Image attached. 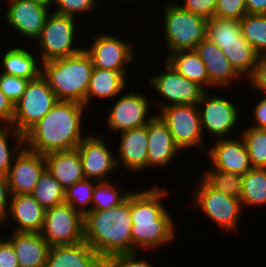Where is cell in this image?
Here are the masks:
<instances>
[{
    "mask_svg": "<svg viewBox=\"0 0 266 267\" xmlns=\"http://www.w3.org/2000/svg\"><path fill=\"white\" fill-rule=\"evenodd\" d=\"M8 240L16 252L20 267H44L51 246L40 233L14 232Z\"/></svg>",
    "mask_w": 266,
    "mask_h": 267,
    "instance_id": "cell-24",
    "label": "cell"
},
{
    "mask_svg": "<svg viewBox=\"0 0 266 267\" xmlns=\"http://www.w3.org/2000/svg\"><path fill=\"white\" fill-rule=\"evenodd\" d=\"M241 138L247 149L253 168H266V129L249 126Z\"/></svg>",
    "mask_w": 266,
    "mask_h": 267,
    "instance_id": "cell-36",
    "label": "cell"
},
{
    "mask_svg": "<svg viewBox=\"0 0 266 267\" xmlns=\"http://www.w3.org/2000/svg\"><path fill=\"white\" fill-rule=\"evenodd\" d=\"M240 200L243 209L266 205V168H252L243 175Z\"/></svg>",
    "mask_w": 266,
    "mask_h": 267,
    "instance_id": "cell-30",
    "label": "cell"
},
{
    "mask_svg": "<svg viewBox=\"0 0 266 267\" xmlns=\"http://www.w3.org/2000/svg\"><path fill=\"white\" fill-rule=\"evenodd\" d=\"M197 106H199L198 110L204 137L207 132L208 135L215 136L214 138H230L229 135L237 126L238 119H240L241 110L238 105L233 104L223 96L221 97V95H209L206 90Z\"/></svg>",
    "mask_w": 266,
    "mask_h": 267,
    "instance_id": "cell-12",
    "label": "cell"
},
{
    "mask_svg": "<svg viewBox=\"0 0 266 267\" xmlns=\"http://www.w3.org/2000/svg\"><path fill=\"white\" fill-rule=\"evenodd\" d=\"M64 189L53 175L45 169L31 195L44 209L64 203Z\"/></svg>",
    "mask_w": 266,
    "mask_h": 267,
    "instance_id": "cell-32",
    "label": "cell"
},
{
    "mask_svg": "<svg viewBox=\"0 0 266 267\" xmlns=\"http://www.w3.org/2000/svg\"><path fill=\"white\" fill-rule=\"evenodd\" d=\"M246 14L245 0H217L213 18L240 21Z\"/></svg>",
    "mask_w": 266,
    "mask_h": 267,
    "instance_id": "cell-41",
    "label": "cell"
},
{
    "mask_svg": "<svg viewBox=\"0 0 266 267\" xmlns=\"http://www.w3.org/2000/svg\"><path fill=\"white\" fill-rule=\"evenodd\" d=\"M57 101L47 79L40 74L36 79L29 81L25 92L14 104L11 126L24 135L52 109Z\"/></svg>",
    "mask_w": 266,
    "mask_h": 267,
    "instance_id": "cell-7",
    "label": "cell"
},
{
    "mask_svg": "<svg viewBox=\"0 0 266 267\" xmlns=\"http://www.w3.org/2000/svg\"><path fill=\"white\" fill-rule=\"evenodd\" d=\"M121 188L116 187L108 179L107 181H96L92 195L91 211L109 210L124 202L132 191L120 194Z\"/></svg>",
    "mask_w": 266,
    "mask_h": 267,
    "instance_id": "cell-34",
    "label": "cell"
},
{
    "mask_svg": "<svg viewBox=\"0 0 266 267\" xmlns=\"http://www.w3.org/2000/svg\"><path fill=\"white\" fill-rule=\"evenodd\" d=\"M207 151L215 169L244 175L253 168L241 136L237 139H217Z\"/></svg>",
    "mask_w": 266,
    "mask_h": 267,
    "instance_id": "cell-18",
    "label": "cell"
},
{
    "mask_svg": "<svg viewBox=\"0 0 266 267\" xmlns=\"http://www.w3.org/2000/svg\"><path fill=\"white\" fill-rule=\"evenodd\" d=\"M31 52L21 46L9 48L2 55L0 64L2 63L3 71L0 72L28 80L36 79L42 72V65L39 59L34 57V52Z\"/></svg>",
    "mask_w": 266,
    "mask_h": 267,
    "instance_id": "cell-27",
    "label": "cell"
},
{
    "mask_svg": "<svg viewBox=\"0 0 266 267\" xmlns=\"http://www.w3.org/2000/svg\"><path fill=\"white\" fill-rule=\"evenodd\" d=\"M30 80L0 73V89L13 105L21 98Z\"/></svg>",
    "mask_w": 266,
    "mask_h": 267,
    "instance_id": "cell-40",
    "label": "cell"
},
{
    "mask_svg": "<svg viewBox=\"0 0 266 267\" xmlns=\"http://www.w3.org/2000/svg\"><path fill=\"white\" fill-rule=\"evenodd\" d=\"M217 46L243 78L252 74L259 56L248 42L218 43Z\"/></svg>",
    "mask_w": 266,
    "mask_h": 267,
    "instance_id": "cell-29",
    "label": "cell"
},
{
    "mask_svg": "<svg viewBox=\"0 0 266 267\" xmlns=\"http://www.w3.org/2000/svg\"><path fill=\"white\" fill-rule=\"evenodd\" d=\"M120 146L117 149L116 163L132 172L147 168L148 124L120 132Z\"/></svg>",
    "mask_w": 266,
    "mask_h": 267,
    "instance_id": "cell-21",
    "label": "cell"
},
{
    "mask_svg": "<svg viewBox=\"0 0 266 267\" xmlns=\"http://www.w3.org/2000/svg\"><path fill=\"white\" fill-rule=\"evenodd\" d=\"M29 1L37 2L41 4H52L53 0H29Z\"/></svg>",
    "mask_w": 266,
    "mask_h": 267,
    "instance_id": "cell-50",
    "label": "cell"
},
{
    "mask_svg": "<svg viewBox=\"0 0 266 267\" xmlns=\"http://www.w3.org/2000/svg\"><path fill=\"white\" fill-rule=\"evenodd\" d=\"M99 0H53L52 5H56V9L53 12L61 14V15H68L74 18H77L82 13H91L93 10L96 9V4Z\"/></svg>",
    "mask_w": 266,
    "mask_h": 267,
    "instance_id": "cell-39",
    "label": "cell"
},
{
    "mask_svg": "<svg viewBox=\"0 0 266 267\" xmlns=\"http://www.w3.org/2000/svg\"><path fill=\"white\" fill-rule=\"evenodd\" d=\"M44 267H106V260L87 242L52 246Z\"/></svg>",
    "mask_w": 266,
    "mask_h": 267,
    "instance_id": "cell-23",
    "label": "cell"
},
{
    "mask_svg": "<svg viewBox=\"0 0 266 267\" xmlns=\"http://www.w3.org/2000/svg\"><path fill=\"white\" fill-rule=\"evenodd\" d=\"M166 70L153 75L149 79V85L153 88L162 99L166 101L160 102L153 100V104L158 109L170 105H197L205 90L197 83L192 82L179 74L170 64L165 61Z\"/></svg>",
    "mask_w": 266,
    "mask_h": 267,
    "instance_id": "cell-11",
    "label": "cell"
},
{
    "mask_svg": "<svg viewBox=\"0 0 266 267\" xmlns=\"http://www.w3.org/2000/svg\"><path fill=\"white\" fill-rule=\"evenodd\" d=\"M247 14H266V0H245Z\"/></svg>",
    "mask_w": 266,
    "mask_h": 267,
    "instance_id": "cell-49",
    "label": "cell"
},
{
    "mask_svg": "<svg viewBox=\"0 0 266 267\" xmlns=\"http://www.w3.org/2000/svg\"><path fill=\"white\" fill-rule=\"evenodd\" d=\"M0 224H3L2 222H0ZM2 237L0 236V244H1V242L3 241V239H1Z\"/></svg>",
    "mask_w": 266,
    "mask_h": 267,
    "instance_id": "cell-52",
    "label": "cell"
},
{
    "mask_svg": "<svg viewBox=\"0 0 266 267\" xmlns=\"http://www.w3.org/2000/svg\"><path fill=\"white\" fill-rule=\"evenodd\" d=\"M45 209L31 194L10 196L9 208L3 222L8 218L16 222L14 232L40 233L44 223Z\"/></svg>",
    "mask_w": 266,
    "mask_h": 267,
    "instance_id": "cell-20",
    "label": "cell"
},
{
    "mask_svg": "<svg viewBox=\"0 0 266 267\" xmlns=\"http://www.w3.org/2000/svg\"><path fill=\"white\" fill-rule=\"evenodd\" d=\"M142 94L128 92L119 95L107 113L106 129L120 133L147 125L155 117V115L149 116L150 104L153 102Z\"/></svg>",
    "mask_w": 266,
    "mask_h": 267,
    "instance_id": "cell-13",
    "label": "cell"
},
{
    "mask_svg": "<svg viewBox=\"0 0 266 267\" xmlns=\"http://www.w3.org/2000/svg\"><path fill=\"white\" fill-rule=\"evenodd\" d=\"M132 49L131 43L103 32L84 48L94 67L118 72H127L126 65L132 64L135 59Z\"/></svg>",
    "mask_w": 266,
    "mask_h": 267,
    "instance_id": "cell-14",
    "label": "cell"
},
{
    "mask_svg": "<svg viewBox=\"0 0 266 267\" xmlns=\"http://www.w3.org/2000/svg\"><path fill=\"white\" fill-rule=\"evenodd\" d=\"M87 107L74 101H57L52 109L24 134L25 147L45 155L68 151L85 138L82 115Z\"/></svg>",
    "mask_w": 266,
    "mask_h": 267,
    "instance_id": "cell-2",
    "label": "cell"
},
{
    "mask_svg": "<svg viewBox=\"0 0 266 267\" xmlns=\"http://www.w3.org/2000/svg\"><path fill=\"white\" fill-rule=\"evenodd\" d=\"M4 1L8 3L5 21L21 36L35 40L40 35L46 19L52 11L51 4H41L29 0Z\"/></svg>",
    "mask_w": 266,
    "mask_h": 267,
    "instance_id": "cell-15",
    "label": "cell"
},
{
    "mask_svg": "<svg viewBox=\"0 0 266 267\" xmlns=\"http://www.w3.org/2000/svg\"><path fill=\"white\" fill-rule=\"evenodd\" d=\"M180 150L167 125L156 114L148 123L147 168H166Z\"/></svg>",
    "mask_w": 266,
    "mask_h": 267,
    "instance_id": "cell-19",
    "label": "cell"
},
{
    "mask_svg": "<svg viewBox=\"0 0 266 267\" xmlns=\"http://www.w3.org/2000/svg\"><path fill=\"white\" fill-rule=\"evenodd\" d=\"M44 156L46 169L64 190L84 179L82 160L77 149L50 152Z\"/></svg>",
    "mask_w": 266,
    "mask_h": 267,
    "instance_id": "cell-25",
    "label": "cell"
},
{
    "mask_svg": "<svg viewBox=\"0 0 266 267\" xmlns=\"http://www.w3.org/2000/svg\"><path fill=\"white\" fill-rule=\"evenodd\" d=\"M128 72H118L107 69L93 67L89 86L86 92V107L91 105V99H113L115 100L119 94L127 88ZM93 96V97H92ZM115 98V99H114Z\"/></svg>",
    "mask_w": 266,
    "mask_h": 267,
    "instance_id": "cell-26",
    "label": "cell"
},
{
    "mask_svg": "<svg viewBox=\"0 0 266 267\" xmlns=\"http://www.w3.org/2000/svg\"><path fill=\"white\" fill-rule=\"evenodd\" d=\"M45 169V156L24 147L7 174L10 194H31Z\"/></svg>",
    "mask_w": 266,
    "mask_h": 267,
    "instance_id": "cell-17",
    "label": "cell"
},
{
    "mask_svg": "<svg viewBox=\"0 0 266 267\" xmlns=\"http://www.w3.org/2000/svg\"><path fill=\"white\" fill-rule=\"evenodd\" d=\"M131 194L109 210L90 211L84 216V241L105 260L132 253Z\"/></svg>",
    "mask_w": 266,
    "mask_h": 267,
    "instance_id": "cell-3",
    "label": "cell"
},
{
    "mask_svg": "<svg viewBox=\"0 0 266 267\" xmlns=\"http://www.w3.org/2000/svg\"><path fill=\"white\" fill-rule=\"evenodd\" d=\"M243 175L221 171L215 168L207 170L201 179L210 187L238 199H241Z\"/></svg>",
    "mask_w": 266,
    "mask_h": 267,
    "instance_id": "cell-35",
    "label": "cell"
},
{
    "mask_svg": "<svg viewBox=\"0 0 266 267\" xmlns=\"http://www.w3.org/2000/svg\"><path fill=\"white\" fill-rule=\"evenodd\" d=\"M157 115L167 125L175 144L181 151L191 147L204 150V134L197 105H170Z\"/></svg>",
    "mask_w": 266,
    "mask_h": 267,
    "instance_id": "cell-10",
    "label": "cell"
},
{
    "mask_svg": "<svg viewBox=\"0 0 266 267\" xmlns=\"http://www.w3.org/2000/svg\"><path fill=\"white\" fill-rule=\"evenodd\" d=\"M76 18L50 12L40 35L35 39L40 48L41 63L53 59L76 55L84 50L75 47L76 44Z\"/></svg>",
    "mask_w": 266,
    "mask_h": 267,
    "instance_id": "cell-6",
    "label": "cell"
},
{
    "mask_svg": "<svg viewBox=\"0 0 266 267\" xmlns=\"http://www.w3.org/2000/svg\"><path fill=\"white\" fill-rule=\"evenodd\" d=\"M206 38L214 44L248 42L241 33L240 21L211 18L207 22Z\"/></svg>",
    "mask_w": 266,
    "mask_h": 267,
    "instance_id": "cell-33",
    "label": "cell"
},
{
    "mask_svg": "<svg viewBox=\"0 0 266 267\" xmlns=\"http://www.w3.org/2000/svg\"><path fill=\"white\" fill-rule=\"evenodd\" d=\"M241 33L258 56L266 55V14H246L240 19Z\"/></svg>",
    "mask_w": 266,
    "mask_h": 267,
    "instance_id": "cell-31",
    "label": "cell"
},
{
    "mask_svg": "<svg viewBox=\"0 0 266 267\" xmlns=\"http://www.w3.org/2000/svg\"><path fill=\"white\" fill-rule=\"evenodd\" d=\"M167 192L158 186L131 192L132 253L160 248L175 240L174 219L162 204Z\"/></svg>",
    "mask_w": 266,
    "mask_h": 267,
    "instance_id": "cell-1",
    "label": "cell"
},
{
    "mask_svg": "<svg viewBox=\"0 0 266 267\" xmlns=\"http://www.w3.org/2000/svg\"><path fill=\"white\" fill-rule=\"evenodd\" d=\"M193 205L226 232L238 230V220L242 214L241 200L225 195L210 187L203 179L194 191Z\"/></svg>",
    "mask_w": 266,
    "mask_h": 267,
    "instance_id": "cell-9",
    "label": "cell"
},
{
    "mask_svg": "<svg viewBox=\"0 0 266 267\" xmlns=\"http://www.w3.org/2000/svg\"><path fill=\"white\" fill-rule=\"evenodd\" d=\"M8 135L13 136L15 139V143L12 146L9 145L10 143L8 141H10V139L8 140ZM24 147L25 142L23 134L12 126H0V173L4 175L8 174L14 158Z\"/></svg>",
    "mask_w": 266,
    "mask_h": 267,
    "instance_id": "cell-37",
    "label": "cell"
},
{
    "mask_svg": "<svg viewBox=\"0 0 266 267\" xmlns=\"http://www.w3.org/2000/svg\"><path fill=\"white\" fill-rule=\"evenodd\" d=\"M14 117V105L0 89V126H11Z\"/></svg>",
    "mask_w": 266,
    "mask_h": 267,
    "instance_id": "cell-46",
    "label": "cell"
},
{
    "mask_svg": "<svg viewBox=\"0 0 266 267\" xmlns=\"http://www.w3.org/2000/svg\"><path fill=\"white\" fill-rule=\"evenodd\" d=\"M253 119L257 124L250 125L251 127L266 129V97L262 96L260 101L253 107Z\"/></svg>",
    "mask_w": 266,
    "mask_h": 267,
    "instance_id": "cell-48",
    "label": "cell"
},
{
    "mask_svg": "<svg viewBox=\"0 0 266 267\" xmlns=\"http://www.w3.org/2000/svg\"><path fill=\"white\" fill-rule=\"evenodd\" d=\"M177 4L194 15L210 20L214 17L217 0H184L183 4Z\"/></svg>",
    "mask_w": 266,
    "mask_h": 267,
    "instance_id": "cell-42",
    "label": "cell"
},
{
    "mask_svg": "<svg viewBox=\"0 0 266 267\" xmlns=\"http://www.w3.org/2000/svg\"><path fill=\"white\" fill-rule=\"evenodd\" d=\"M116 1H120V2H122V1H123V2H127V1H128V2H130V1H132V0H116Z\"/></svg>",
    "mask_w": 266,
    "mask_h": 267,
    "instance_id": "cell-51",
    "label": "cell"
},
{
    "mask_svg": "<svg viewBox=\"0 0 266 267\" xmlns=\"http://www.w3.org/2000/svg\"><path fill=\"white\" fill-rule=\"evenodd\" d=\"M163 30L166 50L171 53L193 50L206 38L208 20L181 8L177 3L164 6Z\"/></svg>",
    "mask_w": 266,
    "mask_h": 267,
    "instance_id": "cell-5",
    "label": "cell"
},
{
    "mask_svg": "<svg viewBox=\"0 0 266 267\" xmlns=\"http://www.w3.org/2000/svg\"><path fill=\"white\" fill-rule=\"evenodd\" d=\"M104 141L102 136L87 135L76 147L82 160L84 178L107 181L109 175L118 168L116 154L111 153Z\"/></svg>",
    "mask_w": 266,
    "mask_h": 267,
    "instance_id": "cell-16",
    "label": "cell"
},
{
    "mask_svg": "<svg viewBox=\"0 0 266 267\" xmlns=\"http://www.w3.org/2000/svg\"><path fill=\"white\" fill-rule=\"evenodd\" d=\"M94 180L84 178L64 191V203L70 204L76 211L85 216L91 211L92 195L95 188ZM88 205V206H87Z\"/></svg>",
    "mask_w": 266,
    "mask_h": 267,
    "instance_id": "cell-38",
    "label": "cell"
},
{
    "mask_svg": "<svg viewBox=\"0 0 266 267\" xmlns=\"http://www.w3.org/2000/svg\"><path fill=\"white\" fill-rule=\"evenodd\" d=\"M0 267H20L14 247L8 239L0 244Z\"/></svg>",
    "mask_w": 266,
    "mask_h": 267,
    "instance_id": "cell-45",
    "label": "cell"
},
{
    "mask_svg": "<svg viewBox=\"0 0 266 267\" xmlns=\"http://www.w3.org/2000/svg\"><path fill=\"white\" fill-rule=\"evenodd\" d=\"M137 253H120L106 260V267H154L146 259H137Z\"/></svg>",
    "mask_w": 266,
    "mask_h": 267,
    "instance_id": "cell-43",
    "label": "cell"
},
{
    "mask_svg": "<svg viewBox=\"0 0 266 267\" xmlns=\"http://www.w3.org/2000/svg\"><path fill=\"white\" fill-rule=\"evenodd\" d=\"M40 234L51 247L78 244L84 241V216L67 203L45 209Z\"/></svg>",
    "mask_w": 266,
    "mask_h": 267,
    "instance_id": "cell-8",
    "label": "cell"
},
{
    "mask_svg": "<svg viewBox=\"0 0 266 267\" xmlns=\"http://www.w3.org/2000/svg\"><path fill=\"white\" fill-rule=\"evenodd\" d=\"M246 80L252 89L266 93V55L258 57L252 74Z\"/></svg>",
    "mask_w": 266,
    "mask_h": 267,
    "instance_id": "cell-44",
    "label": "cell"
},
{
    "mask_svg": "<svg viewBox=\"0 0 266 267\" xmlns=\"http://www.w3.org/2000/svg\"><path fill=\"white\" fill-rule=\"evenodd\" d=\"M166 58L165 61L179 74L197 83L205 91L209 87L207 68L195 49L177 51L169 54Z\"/></svg>",
    "mask_w": 266,
    "mask_h": 267,
    "instance_id": "cell-28",
    "label": "cell"
},
{
    "mask_svg": "<svg viewBox=\"0 0 266 267\" xmlns=\"http://www.w3.org/2000/svg\"><path fill=\"white\" fill-rule=\"evenodd\" d=\"M10 196L7 175L0 173V222H3L7 215Z\"/></svg>",
    "mask_w": 266,
    "mask_h": 267,
    "instance_id": "cell-47",
    "label": "cell"
},
{
    "mask_svg": "<svg viewBox=\"0 0 266 267\" xmlns=\"http://www.w3.org/2000/svg\"><path fill=\"white\" fill-rule=\"evenodd\" d=\"M41 65V74L47 79L58 101H74L86 106V92L94 66L85 50Z\"/></svg>",
    "mask_w": 266,
    "mask_h": 267,
    "instance_id": "cell-4",
    "label": "cell"
},
{
    "mask_svg": "<svg viewBox=\"0 0 266 267\" xmlns=\"http://www.w3.org/2000/svg\"><path fill=\"white\" fill-rule=\"evenodd\" d=\"M201 60L204 62L208 75L209 87H227L231 82L242 76L230 64L219 46L208 38L201 41L195 48ZM233 80V81H232Z\"/></svg>",
    "mask_w": 266,
    "mask_h": 267,
    "instance_id": "cell-22",
    "label": "cell"
}]
</instances>
